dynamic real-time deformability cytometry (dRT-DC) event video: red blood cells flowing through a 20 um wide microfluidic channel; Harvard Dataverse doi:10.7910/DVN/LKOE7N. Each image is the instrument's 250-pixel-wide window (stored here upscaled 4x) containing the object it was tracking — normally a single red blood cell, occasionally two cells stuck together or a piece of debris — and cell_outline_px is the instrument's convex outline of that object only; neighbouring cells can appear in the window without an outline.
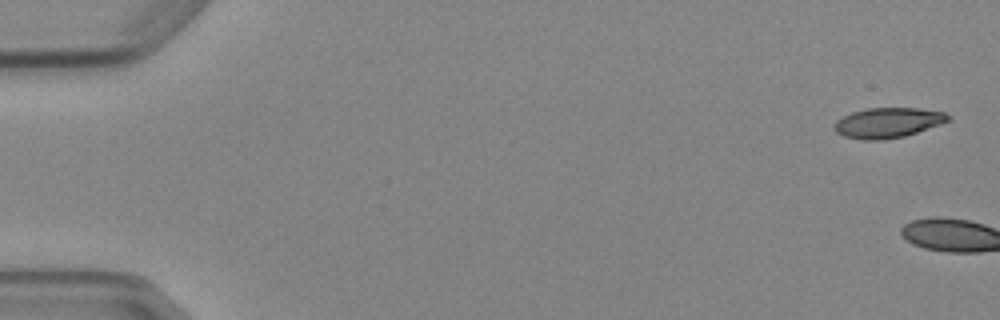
{"species": "Egyptian fruit bat (a non-hibernating species)", "species_latin": "Rousettus aegyptiacus", "temperature_condition": "cold", "stored_images_in_passage": 6, "camera_frame_rate_fps": 3000, "um_per_image_px": 0.085, "animal": {"sex": "female"}, "frame": {"image": 1, "passage_image": 1, "time_ms": 0.0, "image_size_px": [1000, 320], "cell_outline_px": [[948, 120], [940, 124], [904, 136], [880, 140], [864, 140], [844, 136], [836, 132], [832, 128], [836, 120], [852, 112], [868, 108], [920, 108], [944, 112], [948, 116]], "centroid_in_image_um": [75.42, 10.43], "position_along_channel_um": 9.6, "area_um2": 19.77}}
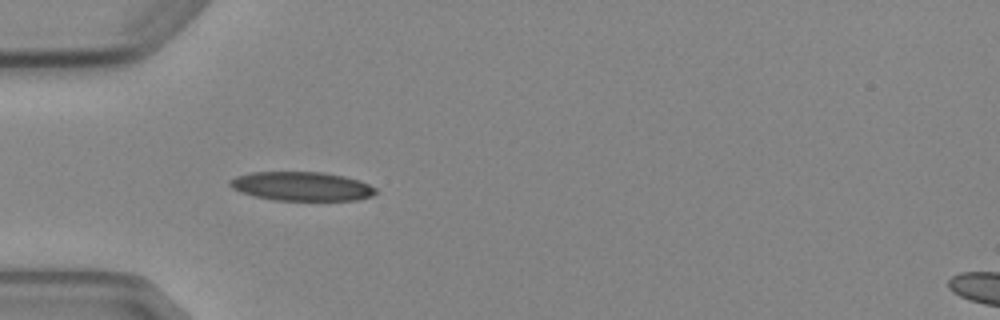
{"frame": {"image": 2, "passage_image": 6, "time_ms": 6.0, "image_size_px": [1000, 320], "cell_outline_px": [[376, 192], [372, 196], [356, 200], [276, 200], [256, 196], [232, 188], [228, 184], [228, 180], [236, 176], [252, 172], [324, 172], [344, 176], [360, 180], [376, 188]], "centroid_in_image_um": [25.66, 15.82], "position_along_channel_um": 59.3, "area_um2": 24.51}}